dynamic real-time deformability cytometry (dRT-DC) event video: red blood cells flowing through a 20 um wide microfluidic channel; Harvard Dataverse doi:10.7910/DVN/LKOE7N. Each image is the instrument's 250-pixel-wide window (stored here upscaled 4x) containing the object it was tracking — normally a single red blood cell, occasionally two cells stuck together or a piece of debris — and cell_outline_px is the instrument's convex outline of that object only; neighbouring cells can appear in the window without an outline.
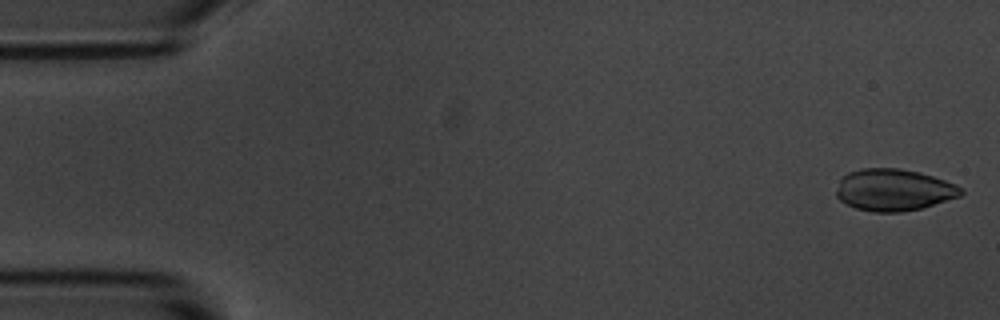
{"species": "common noctule bat (a hibernating species)", "species_latin": "Nyctalus noctula", "temperature_condition": "room temperature", "stored_images_in_passage": 5, "camera_frame_rate_fps": 3000, "um_per_image_px": 0.085, "animal": {"sex": "male", "body_mass_g": 20.1, "forearm_length_mm": 53.5}, "frame": {"image": 1, "passage_image": 1, "time_ms": 0.0, "image_size_px": [1000, 320], "cell_outline_px": [[964, 192], [960, 196], [920, 208], [900, 212], [872, 212], [856, 208], [840, 200], [836, 196], [836, 192], [840, 176], [848, 172], [860, 168], [900, 168], [920, 172], [956, 184], [964, 188]], "centroid_in_image_um": [75.95, 16.13], "position_along_channel_um": 9.1, "area_um2": 30.52}}